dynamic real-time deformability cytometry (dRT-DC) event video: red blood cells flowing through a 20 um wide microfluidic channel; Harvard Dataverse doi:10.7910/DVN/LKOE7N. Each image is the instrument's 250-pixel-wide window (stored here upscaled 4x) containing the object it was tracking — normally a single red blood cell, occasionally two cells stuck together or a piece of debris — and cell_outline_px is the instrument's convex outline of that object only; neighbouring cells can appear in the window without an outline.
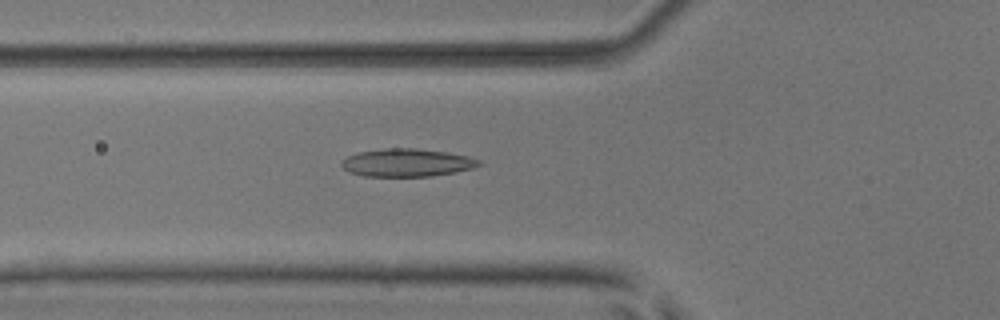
{"species": "common noctule bat (a hibernating species)", "species_latin": "Nyctalus noctula", "temperature_condition": "room temperature", "stored_images_in_passage": 43, "camera_frame_rate_fps": 3000, "um_per_image_px": 0.085, "animal": {"sex": "male", "body_mass_g": 17.9, "forearm_length_mm": 54.2}, "frame": {"image": 1, "passage_image": 15, "time_ms": 4.667, "image_size_px": [1000, 320], "cell_outline_px": [[480, 164], [472, 168], [456, 172], [432, 176], [364, 176], [348, 172], [340, 164], [348, 156], [356, 152], [384, 148], [416, 148], [444, 152], [468, 156], [480, 160]], "centroid_in_image_um": [34.56, 13.82], "position_along_channel_um": 91.2, "area_um2": 22.25}}
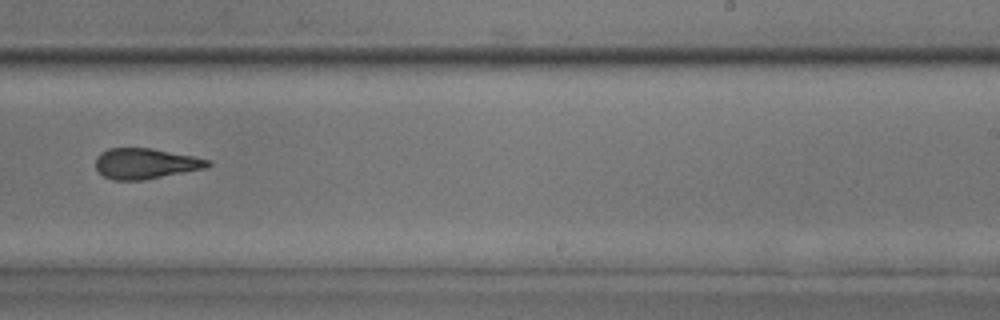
{"frame": {"image": 2, "passage_image": 29, "time_ms": 9.333, "image_size_px": [1000, 320], "cell_outline_px": [[212, 164], [204, 168], [144, 180], [112, 180], [104, 176], [96, 168], [96, 156], [100, 152], [108, 148], [152, 148], [212, 160]], "centroid_in_image_um": [12.35, 13.9], "position_along_channel_um": 276.7, "area_um2": 19.94}}
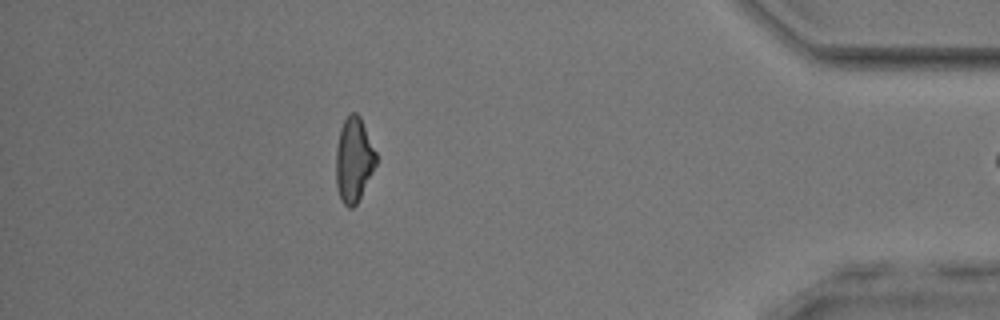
{"frame": {"image": 3, "passage_image": 42, "time_ms": 13.667, "image_size_px": [1000, 320], "cell_outline_px": [[376, 164], [356, 204], [352, 208], [348, 208], [344, 204], [340, 196], [336, 184], [336, 148], [340, 128], [344, 120], [352, 112], [356, 112], [360, 116], [376, 152]], "centroid_in_image_um": [30.06, 13.56], "position_along_channel_um": 405.1, "area_um2": 19.48}}